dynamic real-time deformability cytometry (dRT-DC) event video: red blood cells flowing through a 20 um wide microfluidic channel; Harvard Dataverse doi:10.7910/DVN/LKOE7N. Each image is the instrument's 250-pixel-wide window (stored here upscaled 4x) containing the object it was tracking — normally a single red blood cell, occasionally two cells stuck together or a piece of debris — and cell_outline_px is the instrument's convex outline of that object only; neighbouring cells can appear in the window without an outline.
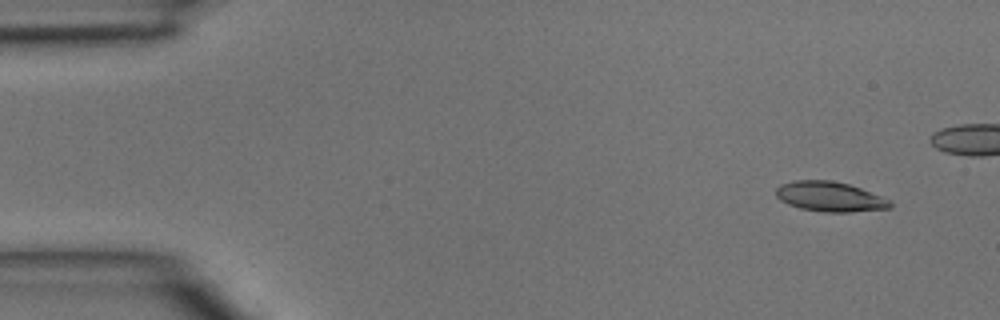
{"species": "common noctule bat (a hibernating species)", "species_latin": "Nyctalus noctula", "temperature_condition": "room temperature", "stored_images_in_passage": 3, "camera_frame_rate_fps": 3000, "um_per_image_px": 0.085, "animal": {"sex": "male", "body_mass_g": 15.6}, "frame": {"image": 1, "passage_image": 1, "time_ms": 0.0, "image_size_px": [1000, 320], "cell_outline_px": [[892, 208], [852, 212], [824, 212], [800, 208], [788, 204], [780, 200], [776, 196], [776, 188], [780, 184], [796, 180], [832, 180], [848, 184], [860, 188], [892, 200]], "centroid_in_image_um": [70.55, 16.72], "position_along_channel_um": 14.4, "area_um2": 20.0}}